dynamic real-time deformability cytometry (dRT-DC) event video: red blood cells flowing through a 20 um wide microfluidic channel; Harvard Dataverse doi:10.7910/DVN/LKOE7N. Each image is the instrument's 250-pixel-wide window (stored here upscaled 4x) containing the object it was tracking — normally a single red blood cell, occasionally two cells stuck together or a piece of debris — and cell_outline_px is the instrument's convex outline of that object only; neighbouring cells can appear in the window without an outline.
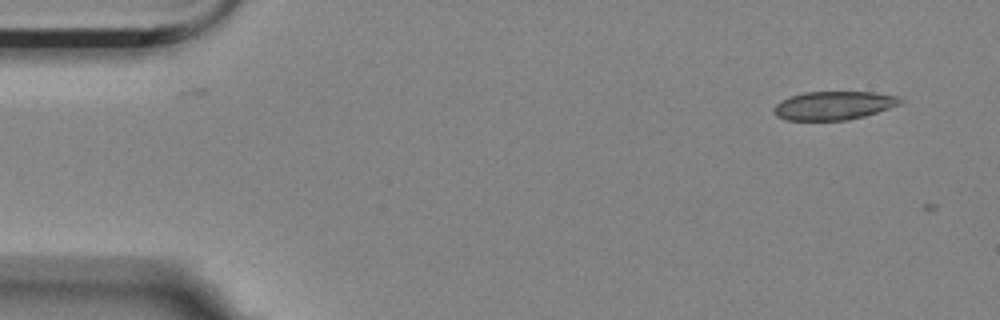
{"species": "Egyptian fruit bat (a non-hibernating species)", "species_latin": "Rousettus aegyptiacus", "temperature_condition": "room temperature", "stored_images_in_passage": 2, "camera_frame_rate_fps": 3000, "um_per_image_px": 0.085, "animal": {"sex": "female"}, "frame": {"image": 1, "passage_image": 1, "time_ms": 0.0, "image_size_px": [1000, 320], "cell_outline_px": [[904, 100], [900, 104], [864, 116], [848, 120], [784, 120], [776, 116], [772, 108], [780, 100], [804, 92], [872, 92], [900, 96]], "centroid_in_image_um": [70.85, 8.97], "position_along_channel_um": 14.2, "area_um2": 21.04}}